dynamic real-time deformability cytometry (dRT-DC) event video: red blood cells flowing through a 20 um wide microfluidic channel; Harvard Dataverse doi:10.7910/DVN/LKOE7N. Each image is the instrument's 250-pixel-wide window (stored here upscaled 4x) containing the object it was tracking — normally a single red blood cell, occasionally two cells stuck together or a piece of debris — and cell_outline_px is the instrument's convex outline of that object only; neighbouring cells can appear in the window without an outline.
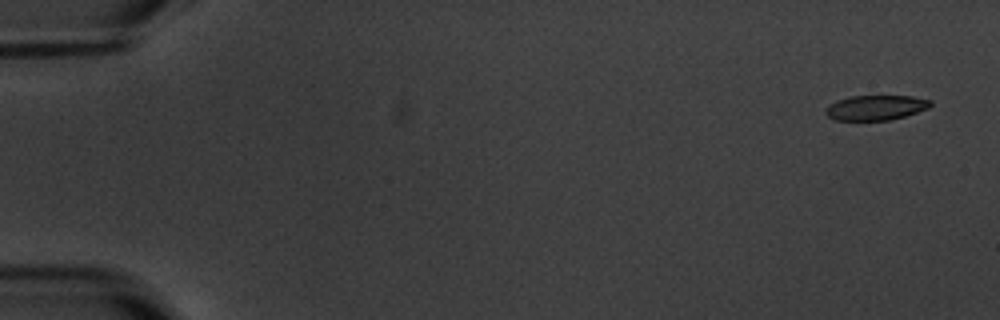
{"species": "common noctule bat (a hibernating species)", "species_latin": "Nyctalus noctula", "temperature_condition": "warm", "stored_images_in_passage": 5, "camera_frame_rate_fps": 3000, "um_per_image_px": 0.085, "animal": {"sex": "male", "body_mass_g": 20.1, "forearm_length_mm": 53.5}, "frame": {"image": 1, "passage_image": 1, "time_ms": 0.0, "image_size_px": [1000, 320], "cell_outline_px": [[932, 104], [928, 108], [904, 116], [888, 120], [836, 120], [828, 116], [824, 112], [828, 104], [836, 100], [852, 96], [912, 96], [932, 100]], "centroid_in_image_um": [74.42, 9.14], "position_along_channel_um": 10.6, "area_um2": 15.2}}